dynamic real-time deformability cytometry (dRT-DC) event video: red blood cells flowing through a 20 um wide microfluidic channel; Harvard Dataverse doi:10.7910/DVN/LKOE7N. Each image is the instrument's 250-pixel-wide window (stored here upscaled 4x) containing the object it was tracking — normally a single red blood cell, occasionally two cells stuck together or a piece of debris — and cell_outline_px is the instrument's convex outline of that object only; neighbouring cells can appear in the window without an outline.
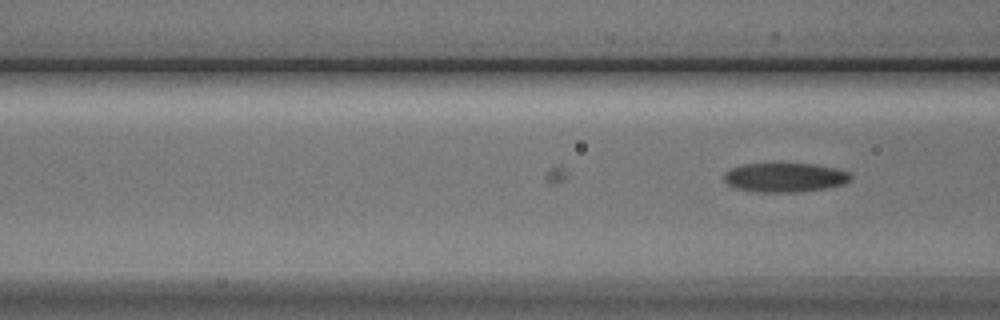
{"species": "Egyptian fruit bat (a non-hibernating species)", "species_latin": "Rousettus aegyptiacus", "temperature_condition": "cold", "stored_images_in_passage": 9, "camera_frame_rate_fps": 3000, "um_per_image_px": 0.085, "animal": {"sex": "male"}, "frame": {"image": 1, "passage_image": 9, "time_ms": 2.667, "image_size_px": [1000, 320], "cell_outline_px": [[852, 176], [844, 184], [824, 188], [796, 192], [752, 192], [736, 188], [728, 184], [724, 180], [724, 172], [732, 168], [744, 164], [816, 164], [836, 168], [848, 172]], "centroid_in_image_um": [66.69, 15.08], "position_along_channel_um": 99.9, "area_um2": 21.44}}